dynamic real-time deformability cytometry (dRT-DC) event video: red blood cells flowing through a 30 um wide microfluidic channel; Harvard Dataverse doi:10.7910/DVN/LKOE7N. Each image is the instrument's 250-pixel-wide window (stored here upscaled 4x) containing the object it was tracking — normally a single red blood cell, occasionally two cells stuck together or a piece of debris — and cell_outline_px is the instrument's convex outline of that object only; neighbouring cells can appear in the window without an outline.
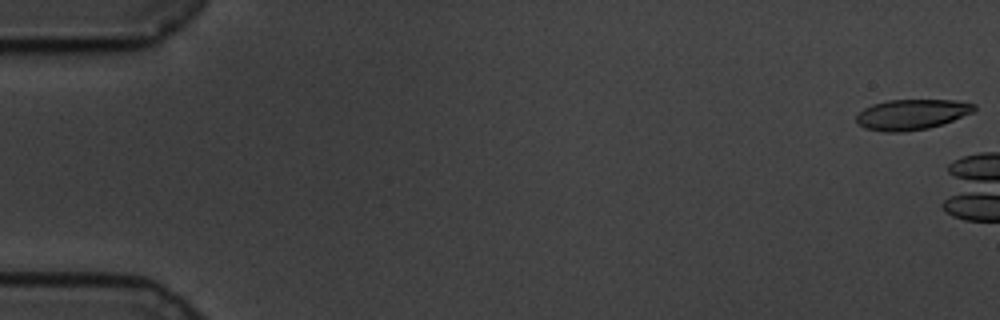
{"species": "common noctule bat (a hibernating species)", "species_latin": "Nyctalus noctula", "temperature_condition": "cold", "stored_images_in_passage": 5, "camera_frame_rate_fps": 3000, "um_per_image_px": 0.085, "animal": {"sex": "male", "body_mass_g": 19.5, "forearm_length_mm": 54.6}, "frame": {"image": 1, "passage_image": 1, "time_ms": 0.0, "image_size_px": [1000, 320], "cell_outline_px": [[976, 112], [928, 128], [900, 132], [884, 132], [864, 128], [856, 124], [856, 116], [864, 108], [872, 104], [888, 100], [956, 100], [976, 104]], "centroid_in_image_um": [77.49, 9.72], "position_along_channel_um": 7.5, "area_um2": 20.98}}